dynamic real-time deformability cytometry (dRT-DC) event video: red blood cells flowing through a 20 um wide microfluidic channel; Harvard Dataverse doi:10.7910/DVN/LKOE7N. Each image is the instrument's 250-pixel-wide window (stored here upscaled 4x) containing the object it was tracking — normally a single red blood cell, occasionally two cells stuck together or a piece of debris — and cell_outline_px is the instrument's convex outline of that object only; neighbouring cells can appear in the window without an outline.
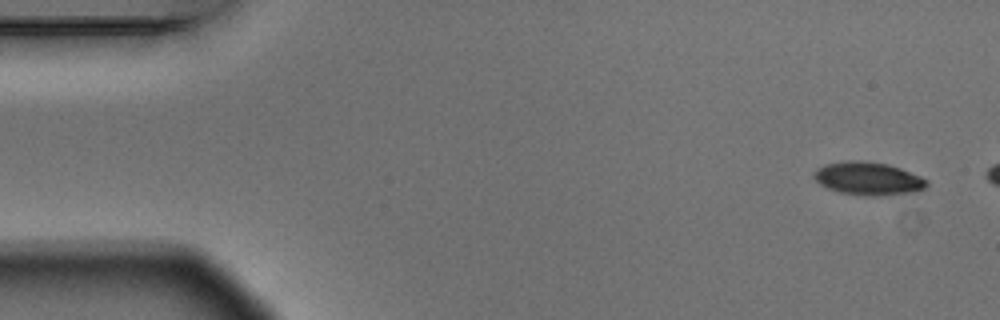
{"species": "Egyptian fruit bat (a non-hibernating species)", "species_latin": "Rousettus aegyptiacus", "temperature_condition": "warm", "stored_images_in_passage": 3, "camera_frame_rate_fps": 3000, "um_per_image_px": 0.085, "animal": {"sex": "male"}, "frame": {"image": 1, "passage_image": 1, "time_ms": 0.0, "image_size_px": [1000, 320], "cell_outline_px": [[928, 184], [924, 188], [916, 192], [880, 196], [868, 196], [840, 192], [828, 188], [820, 184], [812, 176], [812, 172], [816, 168], [824, 164], [844, 160], [860, 160], [888, 164], [900, 168], [920, 176], [928, 180]], "centroid_in_image_um": [73.77, 15.17], "position_along_channel_um": 11.2, "area_um2": 21.96}}